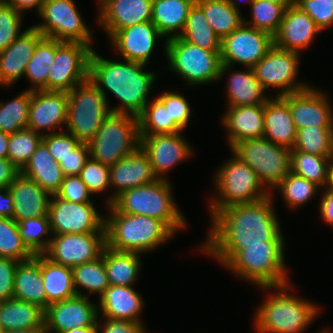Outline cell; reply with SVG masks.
Wrapping results in <instances>:
<instances>
[{
	"label": "cell",
	"instance_id": "cell-59",
	"mask_svg": "<svg viewBox=\"0 0 333 333\" xmlns=\"http://www.w3.org/2000/svg\"><path fill=\"white\" fill-rule=\"evenodd\" d=\"M97 319V333H147L143 323L102 317L101 323Z\"/></svg>",
	"mask_w": 333,
	"mask_h": 333
},
{
	"label": "cell",
	"instance_id": "cell-55",
	"mask_svg": "<svg viewBox=\"0 0 333 333\" xmlns=\"http://www.w3.org/2000/svg\"><path fill=\"white\" fill-rule=\"evenodd\" d=\"M42 142L57 162L69 155L81 143L71 133L60 130L56 133H47L43 136Z\"/></svg>",
	"mask_w": 333,
	"mask_h": 333
},
{
	"label": "cell",
	"instance_id": "cell-11",
	"mask_svg": "<svg viewBox=\"0 0 333 333\" xmlns=\"http://www.w3.org/2000/svg\"><path fill=\"white\" fill-rule=\"evenodd\" d=\"M230 150L255 171L269 192L291 172L290 149L264 137L245 139Z\"/></svg>",
	"mask_w": 333,
	"mask_h": 333
},
{
	"label": "cell",
	"instance_id": "cell-14",
	"mask_svg": "<svg viewBox=\"0 0 333 333\" xmlns=\"http://www.w3.org/2000/svg\"><path fill=\"white\" fill-rule=\"evenodd\" d=\"M93 48L80 42L56 40V52L47 79V91L69 92L88 80Z\"/></svg>",
	"mask_w": 333,
	"mask_h": 333
},
{
	"label": "cell",
	"instance_id": "cell-5",
	"mask_svg": "<svg viewBox=\"0 0 333 333\" xmlns=\"http://www.w3.org/2000/svg\"><path fill=\"white\" fill-rule=\"evenodd\" d=\"M110 205L120 213L158 219L175 235L188 224L175 203L169 180L158 179L151 184L125 190Z\"/></svg>",
	"mask_w": 333,
	"mask_h": 333
},
{
	"label": "cell",
	"instance_id": "cell-8",
	"mask_svg": "<svg viewBox=\"0 0 333 333\" xmlns=\"http://www.w3.org/2000/svg\"><path fill=\"white\" fill-rule=\"evenodd\" d=\"M90 158L111 166L140 146L138 118L111 112L87 143Z\"/></svg>",
	"mask_w": 333,
	"mask_h": 333
},
{
	"label": "cell",
	"instance_id": "cell-24",
	"mask_svg": "<svg viewBox=\"0 0 333 333\" xmlns=\"http://www.w3.org/2000/svg\"><path fill=\"white\" fill-rule=\"evenodd\" d=\"M161 38L166 40L156 26L148 21L121 29L109 40L123 60L148 64L156 42Z\"/></svg>",
	"mask_w": 333,
	"mask_h": 333
},
{
	"label": "cell",
	"instance_id": "cell-1",
	"mask_svg": "<svg viewBox=\"0 0 333 333\" xmlns=\"http://www.w3.org/2000/svg\"><path fill=\"white\" fill-rule=\"evenodd\" d=\"M272 192L251 203L231 205L211 216V229L200 251L225 266L245 246L284 241Z\"/></svg>",
	"mask_w": 333,
	"mask_h": 333
},
{
	"label": "cell",
	"instance_id": "cell-43",
	"mask_svg": "<svg viewBox=\"0 0 333 333\" xmlns=\"http://www.w3.org/2000/svg\"><path fill=\"white\" fill-rule=\"evenodd\" d=\"M329 160L328 157L290 150L291 172L315 183L320 188H325L328 182Z\"/></svg>",
	"mask_w": 333,
	"mask_h": 333
},
{
	"label": "cell",
	"instance_id": "cell-34",
	"mask_svg": "<svg viewBox=\"0 0 333 333\" xmlns=\"http://www.w3.org/2000/svg\"><path fill=\"white\" fill-rule=\"evenodd\" d=\"M245 70L231 71L226 95L229 107L246 105L265 104L271 97H267L265 89L257 80L252 68L245 67Z\"/></svg>",
	"mask_w": 333,
	"mask_h": 333
},
{
	"label": "cell",
	"instance_id": "cell-25",
	"mask_svg": "<svg viewBox=\"0 0 333 333\" xmlns=\"http://www.w3.org/2000/svg\"><path fill=\"white\" fill-rule=\"evenodd\" d=\"M321 32L308 13L293 4L286 8L279 29L273 36V44L279 49L301 53Z\"/></svg>",
	"mask_w": 333,
	"mask_h": 333
},
{
	"label": "cell",
	"instance_id": "cell-37",
	"mask_svg": "<svg viewBox=\"0 0 333 333\" xmlns=\"http://www.w3.org/2000/svg\"><path fill=\"white\" fill-rule=\"evenodd\" d=\"M41 273L46 291V307L76 296L72 267L54 263L41 254Z\"/></svg>",
	"mask_w": 333,
	"mask_h": 333
},
{
	"label": "cell",
	"instance_id": "cell-26",
	"mask_svg": "<svg viewBox=\"0 0 333 333\" xmlns=\"http://www.w3.org/2000/svg\"><path fill=\"white\" fill-rule=\"evenodd\" d=\"M43 37L32 25L0 52V86H10L25 75L26 66Z\"/></svg>",
	"mask_w": 333,
	"mask_h": 333
},
{
	"label": "cell",
	"instance_id": "cell-30",
	"mask_svg": "<svg viewBox=\"0 0 333 333\" xmlns=\"http://www.w3.org/2000/svg\"><path fill=\"white\" fill-rule=\"evenodd\" d=\"M296 133L288 103L281 96L270 98L264 104V138L291 150Z\"/></svg>",
	"mask_w": 333,
	"mask_h": 333
},
{
	"label": "cell",
	"instance_id": "cell-56",
	"mask_svg": "<svg viewBox=\"0 0 333 333\" xmlns=\"http://www.w3.org/2000/svg\"><path fill=\"white\" fill-rule=\"evenodd\" d=\"M55 195L61 199L76 203L93 202L90 199L92 193L79 175L65 176L60 189Z\"/></svg>",
	"mask_w": 333,
	"mask_h": 333
},
{
	"label": "cell",
	"instance_id": "cell-6",
	"mask_svg": "<svg viewBox=\"0 0 333 333\" xmlns=\"http://www.w3.org/2000/svg\"><path fill=\"white\" fill-rule=\"evenodd\" d=\"M284 249L285 241H266V245L245 246L225 267L258 288L288 284L290 281Z\"/></svg>",
	"mask_w": 333,
	"mask_h": 333
},
{
	"label": "cell",
	"instance_id": "cell-38",
	"mask_svg": "<svg viewBox=\"0 0 333 333\" xmlns=\"http://www.w3.org/2000/svg\"><path fill=\"white\" fill-rule=\"evenodd\" d=\"M101 256L109 286H134L141 270L140 253L116 251L106 246Z\"/></svg>",
	"mask_w": 333,
	"mask_h": 333
},
{
	"label": "cell",
	"instance_id": "cell-50",
	"mask_svg": "<svg viewBox=\"0 0 333 333\" xmlns=\"http://www.w3.org/2000/svg\"><path fill=\"white\" fill-rule=\"evenodd\" d=\"M34 255L24 245L13 218H0V257L26 261Z\"/></svg>",
	"mask_w": 333,
	"mask_h": 333
},
{
	"label": "cell",
	"instance_id": "cell-60",
	"mask_svg": "<svg viewBox=\"0 0 333 333\" xmlns=\"http://www.w3.org/2000/svg\"><path fill=\"white\" fill-rule=\"evenodd\" d=\"M20 170L8 159L0 158V188L9 187Z\"/></svg>",
	"mask_w": 333,
	"mask_h": 333
},
{
	"label": "cell",
	"instance_id": "cell-3",
	"mask_svg": "<svg viewBox=\"0 0 333 333\" xmlns=\"http://www.w3.org/2000/svg\"><path fill=\"white\" fill-rule=\"evenodd\" d=\"M291 283L261 287L274 290L256 309L254 326L258 333H303L317 318L320 307L307 299L289 294ZM269 297V298H268Z\"/></svg>",
	"mask_w": 333,
	"mask_h": 333
},
{
	"label": "cell",
	"instance_id": "cell-51",
	"mask_svg": "<svg viewBox=\"0 0 333 333\" xmlns=\"http://www.w3.org/2000/svg\"><path fill=\"white\" fill-rule=\"evenodd\" d=\"M22 15L5 0H0V52L21 35Z\"/></svg>",
	"mask_w": 333,
	"mask_h": 333
},
{
	"label": "cell",
	"instance_id": "cell-36",
	"mask_svg": "<svg viewBox=\"0 0 333 333\" xmlns=\"http://www.w3.org/2000/svg\"><path fill=\"white\" fill-rule=\"evenodd\" d=\"M0 326L3 331L44 329V310L15 298L0 301Z\"/></svg>",
	"mask_w": 333,
	"mask_h": 333
},
{
	"label": "cell",
	"instance_id": "cell-29",
	"mask_svg": "<svg viewBox=\"0 0 333 333\" xmlns=\"http://www.w3.org/2000/svg\"><path fill=\"white\" fill-rule=\"evenodd\" d=\"M98 304V315L102 317L143 323L140 315L144 302L133 286H109Z\"/></svg>",
	"mask_w": 333,
	"mask_h": 333
},
{
	"label": "cell",
	"instance_id": "cell-22",
	"mask_svg": "<svg viewBox=\"0 0 333 333\" xmlns=\"http://www.w3.org/2000/svg\"><path fill=\"white\" fill-rule=\"evenodd\" d=\"M97 22L110 38L117 31L152 20V0H98Z\"/></svg>",
	"mask_w": 333,
	"mask_h": 333
},
{
	"label": "cell",
	"instance_id": "cell-67",
	"mask_svg": "<svg viewBox=\"0 0 333 333\" xmlns=\"http://www.w3.org/2000/svg\"><path fill=\"white\" fill-rule=\"evenodd\" d=\"M3 333H44V329H17V330L3 331Z\"/></svg>",
	"mask_w": 333,
	"mask_h": 333
},
{
	"label": "cell",
	"instance_id": "cell-65",
	"mask_svg": "<svg viewBox=\"0 0 333 333\" xmlns=\"http://www.w3.org/2000/svg\"><path fill=\"white\" fill-rule=\"evenodd\" d=\"M325 188L333 191V156L328 163V182Z\"/></svg>",
	"mask_w": 333,
	"mask_h": 333
},
{
	"label": "cell",
	"instance_id": "cell-39",
	"mask_svg": "<svg viewBox=\"0 0 333 333\" xmlns=\"http://www.w3.org/2000/svg\"><path fill=\"white\" fill-rule=\"evenodd\" d=\"M137 118L139 136L174 134L183 131L175 121H170L168 107L157 97L145 105Z\"/></svg>",
	"mask_w": 333,
	"mask_h": 333
},
{
	"label": "cell",
	"instance_id": "cell-9",
	"mask_svg": "<svg viewBox=\"0 0 333 333\" xmlns=\"http://www.w3.org/2000/svg\"><path fill=\"white\" fill-rule=\"evenodd\" d=\"M164 51L170 70L188 84L201 86L219 79L221 50H205L178 36L165 41Z\"/></svg>",
	"mask_w": 333,
	"mask_h": 333
},
{
	"label": "cell",
	"instance_id": "cell-19",
	"mask_svg": "<svg viewBox=\"0 0 333 333\" xmlns=\"http://www.w3.org/2000/svg\"><path fill=\"white\" fill-rule=\"evenodd\" d=\"M181 134V132H178L139 136L140 147L148 155L152 169L158 179L168 180L166 173L192 156V146Z\"/></svg>",
	"mask_w": 333,
	"mask_h": 333
},
{
	"label": "cell",
	"instance_id": "cell-70",
	"mask_svg": "<svg viewBox=\"0 0 333 333\" xmlns=\"http://www.w3.org/2000/svg\"><path fill=\"white\" fill-rule=\"evenodd\" d=\"M244 1H246V2L250 3V5H251V4H252V2H253L254 0H244ZM242 2H243V0H242Z\"/></svg>",
	"mask_w": 333,
	"mask_h": 333
},
{
	"label": "cell",
	"instance_id": "cell-12",
	"mask_svg": "<svg viewBox=\"0 0 333 333\" xmlns=\"http://www.w3.org/2000/svg\"><path fill=\"white\" fill-rule=\"evenodd\" d=\"M43 23L33 25L44 37L80 42L92 48L93 35L74 0H45L38 13Z\"/></svg>",
	"mask_w": 333,
	"mask_h": 333
},
{
	"label": "cell",
	"instance_id": "cell-2",
	"mask_svg": "<svg viewBox=\"0 0 333 333\" xmlns=\"http://www.w3.org/2000/svg\"><path fill=\"white\" fill-rule=\"evenodd\" d=\"M146 64L124 60L106 59L92 50L89 59L88 79L106 97L111 92L120 101L110 108L113 113H127L138 116L148 103L157 75L147 72ZM107 90V91H106Z\"/></svg>",
	"mask_w": 333,
	"mask_h": 333
},
{
	"label": "cell",
	"instance_id": "cell-52",
	"mask_svg": "<svg viewBox=\"0 0 333 333\" xmlns=\"http://www.w3.org/2000/svg\"><path fill=\"white\" fill-rule=\"evenodd\" d=\"M110 167L89 158L80 171V178L88 190L94 195L110 189Z\"/></svg>",
	"mask_w": 333,
	"mask_h": 333
},
{
	"label": "cell",
	"instance_id": "cell-58",
	"mask_svg": "<svg viewBox=\"0 0 333 333\" xmlns=\"http://www.w3.org/2000/svg\"><path fill=\"white\" fill-rule=\"evenodd\" d=\"M89 158L88 144L81 142L69 155L59 161V165L65 176L79 175Z\"/></svg>",
	"mask_w": 333,
	"mask_h": 333
},
{
	"label": "cell",
	"instance_id": "cell-45",
	"mask_svg": "<svg viewBox=\"0 0 333 333\" xmlns=\"http://www.w3.org/2000/svg\"><path fill=\"white\" fill-rule=\"evenodd\" d=\"M31 90L18 94L10 101H0V131L12 134L27 128Z\"/></svg>",
	"mask_w": 333,
	"mask_h": 333
},
{
	"label": "cell",
	"instance_id": "cell-35",
	"mask_svg": "<svg viewBox=\"0 0 333 333\" xmlns=\"http://www.w3.org/2000/svg\"><path fill=\"white\" fill-rule=\"evenodd\" d=\"M208 23L222 40L244 24V17L236 0H196Z\"/></svg>",
	"mask_w": 333,
	"mask_h": 333
},
{
	"label": "cell",
	"instance_id": "cell-48",
	"mask_svg": "<svg viewBox=\"0 0 333 333\" xmlns=\"http://www.w3.org/2000/svg\"><path fill=\"white\" fill-rule=\"evenodd\" d=\"M251 20L244 24L257 30L269 33L272 37L277 33L286 8L281 4L267 0H254L250 6Z\"/></svg>",
	"mask_w": 333,
	"mask_h": 333
},
{
	"label": "cell",
	"instance_id": "cell-53",
	"mask_svg": "<svg viewBox=\"0 0 333 333\" xmlns=\"http://www.w3.org/2000/svg\"><path fill=\"white\" fill-rule=\"evenodd\" d=\"M323 31L333 26V0H296L294 2Z\"/></svg>",
	"mask_w": 333,
	"mask_h": 333
},
{
	"label": "cell",
	"instance_id": "cell-18",
	"mask_svg": "<svg viewBox=\"0 0 333 333\" xmlns=\"http://www.w3.org/2000/svg\"><path fill=\"white\" fill-rule=\"evenodd\" d=\"M97 304L87 296L49 304L44 310V333H62L75 328H97Z\"/></svg>",
	"mask_w": 333,
	"mask_h": 333
},
{
	"label": "cell",
	"instance_id": "cell-4",
	"mask_svg": "<svg viewBox=\"0 0 333 333\" xmlns=\"http://www.w3.org/2000/svg\"><path fill=\"white\" fill-rule=\"evenodd\" d=\"M106 246L121 252L144 254L156 249L175 235L162 221L138 214L117 212L107 205Z\"/></svg>",
	"mask_w": 333,
	"mask_h": 333
},
{
	"label": "cell",
	"instance_id": "cell-57",
	"mask_svg": "<svg viewBox=\"0 0 333 333\" xmlns=\"http://www.w3.org/2000/svg\"><path fill=\"white\" fill-rule=\"evenodd\" d=\"M20 261L0 257V301L14 298L15 270Z\"/></svg>",
	"mask_w": 333,
	"mask_h": 333
},
{
	"label": "cell",
	"instance_id": "cell-49",
	"mask_svg": "<svg viewBox=\"0 0 333 333\" xmlns=\"http://www.w3.org/2000/svg\"><path fill=\"white\" fill-rule=\"evenodd\" d=\"M43 136L29 128L10 134L8 159L21 171L42 142Z\"/></svg>",
	"mask_w": 333,
	"mask_h": 333
},
{
	"label": "cell",
	"instance_id": "cell-23",
	"mask_svg": "<svg viewBox=\"0 0 333 333\" xmlns=\"http://www.w3.org/2000/svg\"><path fill=\"white\" fill-rule=\"evenodd\" d=\"M109 167L110 188H114L115 191L108 196L106 205H110L115 197L125 190L151 184L158 180L148 155L140 146Z\"/></svg>",
	"mask_w": 333,
	"mask_h": 333
},
{
	"label": "cell",
	"instance_id": "cell-54",
	"mask_svg": "<svg viewBox=\"0 0 333 333\" xmlns=\"http://www.w3.org/2000/svg\"><path fill=\"white\" fill-rule=\"evenodd\" d=\"M157 98L168 107L170 113V121H175L183 130L189 124L191 116V107L187 99L174 91H166L161 93Z\"/></svg>",
	"mask_w": 333,
	"mask_h": 333
},
{
	"label": "cell",
	"instance_id": "cell-17",
	"mask_svg": "<svg viewBox=\"0 0 333 333\" xmlns=\"http://www.w3.org/2000/svg\"><path fill=\"white\" fill-rule=\"evenodd\" d=\"M44 255L54 263L74 267L101 257L106 247V233L52 234Z\"/></svg>",
	"mask_w": 333,
	"mask_h": 333
},
{
	"label": "cell",
	"instance_id": "cell-64",
	"mask_svg": "<svg viewBox=\"0 0 333 333\" xmlns=\"http://www.w3.org/2000/svg\"><path fill=\"white\" fill-rule=\"evenodd\" d=\"M9 139V133L0 131V158H8Z\"/></svg>",
	"mask_w": 333,
	"mask_h": 333
},
{
	"label": "cell",
	"instance_id": "cell-28",
	"mask_svg": "<svg viewBox=\"0 0 333 333\" xmlns=\"http://www.w3.org/2000/svg\"><path fill=\"white\" fill-rule=\"evenodd\" d=\"M221 118L230 149L245 139L264 137V104L228 107Z\"/></svg>",
	"mask_w": 333,
	"mask_h": 333
},
{
	"label": "cell",
	"instance_id": "cell-63",
	"mask_svg": "<svg viewBox=\"0 0 333 333\" xmlns=\"http://www.w3.org/2000/svg\"><path fill=\"white\" fill-rule=\"evenodd\" d=\"M9 5H11L14 9L20 11L24 14V11L32 8L37 9L36 11L39 13L42 5L45 0H5Z\"/></svg>",
	"mask_w": 333,
	"mask_h": 333
},
{
	"label": "cell",
	"instance_id": "cell-41",
	"mask_svg": "<svg viewBox=\"0 0 333 333\" xmlns=\"http://www.w3.org/2000/svg\"><path fill=\"white\" fill-rule=\"evenodd\" d=\"M179 37L205 50H221V39L196 4L190 9L184 30Z\"/></svg>",
	"mask_w": 333,
	"mask_h": 333
},
{
	"label": "cell",
	"instance_id": "cell-13",
	"mask_svg": "<svg viewBox=\"0 0 333 333\" xmlns=\"http://www.w3.org/2000/svg\"><path fill=\"white\" fill-rule=\"evenodd\" d=\"M299 58L300 53L273 45L252 69L265 90L269 87L277 89L275 96L297 93L310 87L296 78L299 74Z\"/></svg>",
	"mask_w": 333,
	"mask_h": 333
},
{
	"label": "cell",
	"instance_id": "cell-42",
	"mask_svg": "<svg viewBox=\"0 0 333 333\" xmlns=\"http://www.w3.org/2000/svg\"><path fill=\"white\" fill-rule=\"evenodd\" d=\"M72 272L74 289L77 296L89 297L90 294L96 293L100 297L109 287L102 256L94 261L72 267ZM79 288L83 289L82 291L86 289L88 291L87 294H83Z\"/></svg>",
	"mask_w": 333,
	"mask_h": 333
},
{
	"label": "cell",
	"instance_id": "cell-44",
	"mask_svg": "<svg viewBox=\"0 0 333 333\" xmlns=\"http://www.w3.org/2000/svg\"><path fill=\"white\" fill-rule=\"evenodd\" d=\"M293 149L331 158L333 156V126H310L298 129Z\"/></svg>",
	"mask_w": 333,
	"mask_h": 333
},
{
	"label": "cell",
	"instance_id": "cell-20",
	"mask_svg": "<svg viewBox=\"0 0 333 333\" xmlns=\"http://www.w3.org/2000/svg\"><path fill=\"white\" fill-rule=\"evenodd\" d=\"M68 111V94L64 91H31V101L27 128L44 136L46 129L56 133L55 129L63 131ZM42 130H45L44 132Z\"/></svg>",
	"mask_w": 333,
	"mask_h": 333
},
{
	"label": "cell",
	"instance_id": "cell-68",
	"mask_svg": "<svg viewBox=\"0 0 333 333\" xmlns=\"http://www.w3.org/2000/svg\"><path fill=\"white\" fill-rule=\"evenodd\" d=\"M269 2H273L276 4H281L283 5L285 8L292 6L294 4L293 0H267Z\"/></svg>",
	"mask_w": 333,
	"mask_h": 333
},
{
	"label": "cell",
	"instance_id": "cell-21",
	"mask_svg": "<svg viewBox=\"0 0 333 333\" xmlns=\"http://www.w3.org/2000/svg\"><path fill=\"white\" fill-rule=\"evenodd\" d=\"M289 105L296 130L310 126H333L328 95L315 87L281 96Z\"/></svg>",
	"mask_w": 333,
	"mask_h": 333
},
{
	"label": "cell",
	"instance_id": "cell-46",
	"mask_svg": "<svg viewBox=\"0 0 333 333\" xmlns=\"http://www.w3.org/2000/svg\"><path fill=\"white\" fill-rule=\"evenodd\" d=\"M17 227L24 245L33 255L44 254L47 251L52 239L47 235H52L49 216L18 221Z\"/></svg>",
	"mask_w": 333,
	"mask_h": 333
},
{
	"label": "cell",
	"instance_id": "cell-27",
	"mask_svg": "<svg viewBox=\"0 0 333 333\" xmlns=\"http://www.w3.org/2000/svg\"><path fill=\"white\" fill-rule=\"evenodd\" d=\"M8 189L13 197V219L16 222L48 216L51 194L42 189L33 179L20 172Z\"/></svg>",
	"mask_w": 333,
	"mask_h": 333
},
{
	"label": "cell",
	"instance_id": "cell-31",
	"mask_svg": "<svg viewBox=\"0 0 333 333\" xmlns=\"http://www.w3.org/2000/svg\"><path fill=\"white\" fill-rule=\"evenodd\" d=\"M14 298L46 309V291L41 273V254L20 261L15 270Z\"/></svg>",
	"mask_w": 333,
	"mask_h": 333
},
{
	"label": "cell",
	"instance_id": "cell-66",
	"mask_svg": "<svg viewBox=\"0 0 333 333\" xmlns=\"http://www.w3.org/2000/svg\"><path fill=\"white\" fill-rule=\"evenodd\" d=\"M62 333H97V328H75Z\"/></svg>",
	"mask_w": 333,
	"mask_h": 333
},
{
	"label": "cell",
	"instance_id": "cell-40",
	"mask_svg": "<svg viewBox=\"0 0 333 333\" xmlns=\"http://www.w3.org/2000/svg\"><path fill=\"white\" fill-rule=\"evenodd\" d=\"M56 52V40L43 37L36 45L32 58L29 60L25 76L32 85L29 90H46L50 67Z\"/></svg>",
	"mask_w": 333,
	"mask_h": 333
},
{
	"label": "cell",
	"instance_id": "cell-47",
	"mask_svg": "<svg viewBox=\"0 0 333 333\" xmlns=\"http://www.w3.org/2000/svg\"><path fill=\"white\" fill-rule=\"evenodd\" d=\"M289 208L298 209L319 193L318 185L290 172L276 187Z\"/></svg>",
	"mask_w": 333,
	"mask_h": 333
},
{
	"label": "cell",
	"instance_id": "cell-69",
	"mask_svg": "<svg viewBox=\"0 0 333 333\" xmlns=\"http://www.w3.org/2000/svg\"><path fill=\"white\" fill-rule=\"evenodd\" d=\"M319 333H330V332L328 331V329L326 330V329L324 328L323 330L319 331Z\"/></svg>",
	"mask_w": 333,
	"mask_h": 333
},
{
	"label": "cell",
	"instance_id": "cell-33",
	"mask_svg": "<svg viewBox=\"0 0 333 333\" xmlns=\"http://www.w3.org/2000/svg\"><path fill=\"white\" fill-rule=\"evenodd\" d=\"M196 0H152V20L166 40L180 36Z\"/></svg>",
	"mask_w": 333,
	"mask_h": 333
},
{
	"label": "cell",
	"instance_id": "cell-15",
	"mask_svg": "<svg viewBox=\"0 0 333 333\" xmlns=\"http://www.w3.org/2000/svg\"><path fill=\"white\" fill-rule=\"evenodd\" d=\"M273 45L269 33L243 24L221 40L219 80L236 63L252 68Z\"/></svg>",
	"mask_w": 333,
	"mask_h": 333
},
{
	"label": "cell",
	"instance_id": "cell-61",
	"mask_svg": "<svg viewBox=\"0 0 333 333\" xmlns=\"http://www.w3.org/2000/svg\"><path fill=\"white\" fill-rule=\"evenodd\" d=\"M319 204L320 217L333 228V191L325 188Z\"/></svg>",
	"mask_w": 333,
	"mask_h": 333
},
{
	"label": "cell",
	"instance_id": "cell-32",
	"mask_svg": "<svg viewBox=\"0 0 333 333\" xmlns=\"http://www.w3.org/2000/svg\"><path fill=\"white\" fill-rule=\"evenodd\" d=\"M20 172L28 178L33 179L42 189L51 195L60 189L65 177L59 162L53 158L43 142L40 143Z\"/></svg>",
	"mask_w": 333,
	"mask_h": 333
},
{
	"label": "cell",
	"instance_id": "cell-16",
	"mask_svg": "<svg viewBox=\"0 0 333 333\" xmlns=\"http://www.w3.org/2000/svg\"><path fill=\"white\" fill-rule=\"evenodd\" d=\"M48 216L52 234L105 232V217L94 202L76 203L52 194Z\"/></svg>",
	"mask_w": 333,
	"mask_h": 333
},
{
	"label": "cell",
	"instance_id": "cell-10",
	"mask_svg": "<svg viewBox=\"0 0 333 333\" xmlns=\"http://www.w3.org/2000/svg\"><path fill=\"white\" fill-rule=\"evenodd\" d=\"M67 94L66 132L80 142L88 143L111 113L108 100L89 79L72 88Z\"/></svg>",
	"mask_w": 333,
	"mask_h": 333
},
{
	"label": "cell",
	"instance_id": "cell-62",
	"mask_svg": "<svg viewBox=\"0 0 333 333\" xmlns=\"http://www.w3.org/2000/svg\"><path fill=\"white\" fill-rule=\"evenodd\" d=\"M13 197L8 187L0 188V218H13Z\"/></svg>",
	"mask_w": 333,
	"mask_h": 333
},
{
	"label": "cell",
	"instance_id": "cell-7",
	"mask_svg": "<svg viewBox=\"0 0 333 333\" xmlns=\"http://www.w3.org/2000/svg\"><path fill=\"white\" fill-rule=\"evenodd\" d=\"M232 154V158L225 161L214 175L216 194L209 204L211 216L228 206L251 203L271 194L255 171L233 152Z\"/></svg>",
	"mask_w": 333,
	"mask_h": 333
}]
</instances>
